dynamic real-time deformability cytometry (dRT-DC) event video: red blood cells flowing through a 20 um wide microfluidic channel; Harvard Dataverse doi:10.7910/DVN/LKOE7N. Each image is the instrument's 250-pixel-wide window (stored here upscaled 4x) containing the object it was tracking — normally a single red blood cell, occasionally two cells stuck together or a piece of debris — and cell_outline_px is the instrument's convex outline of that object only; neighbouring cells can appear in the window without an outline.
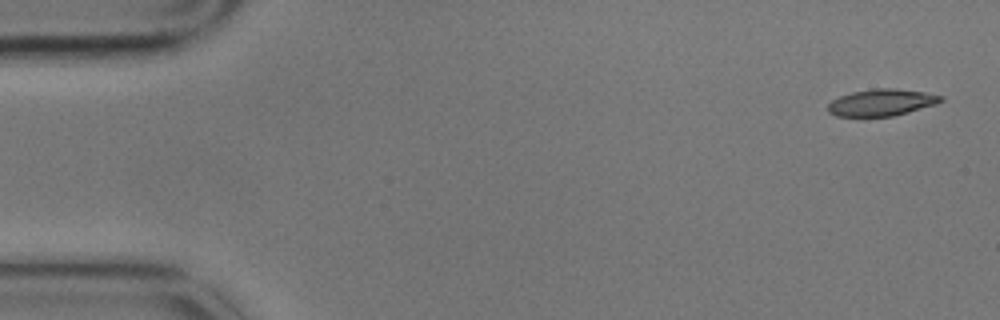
{"species": "common noctule bat (a hibernating species)", "species_latin": "Nyctalus noctula", "temperature_condition": "cold", "stored_images_in_passage": 5, "camera_frame_rate_fps": 3000, "um_per_image_px": 0.085, "animal": {"sex": "male", "body_mass_g": 17.9}, "frame": {"image": 1, "passage_image": 1, "time_ms": 0.0, "image_size_px": [1000, 320], "cell_outline_px": [[944, 100], [936, 104], [908, 112], [892, 116], [836, 116], [828, 112], [828, 104], [832, 100], [840, 96], [852, 92], [872, 88], [896, 88], [924, 92], [944, 96]], "centroid_in_image_um": [74.94, 8.7], "position_along_channel_um": 10.1, "area_um2": 17.63}}